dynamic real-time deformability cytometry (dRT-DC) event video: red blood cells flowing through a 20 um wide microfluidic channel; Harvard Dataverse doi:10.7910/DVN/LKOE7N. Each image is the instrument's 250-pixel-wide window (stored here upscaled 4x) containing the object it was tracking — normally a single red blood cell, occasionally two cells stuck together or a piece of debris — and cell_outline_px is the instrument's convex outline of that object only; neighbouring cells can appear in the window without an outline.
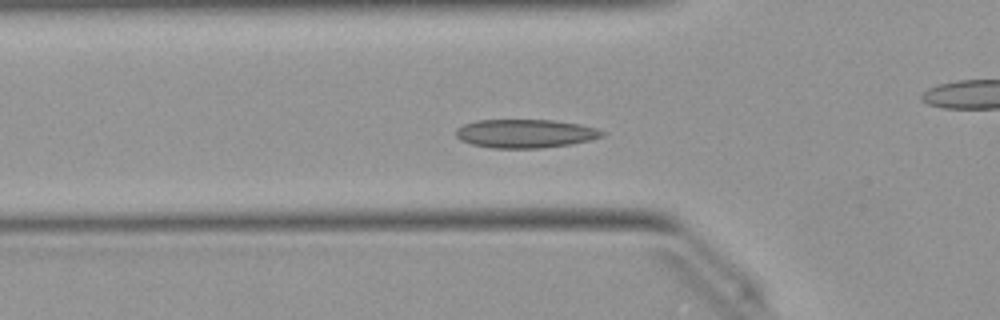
{"species": "Egyptian fruit bat (a non-hibernating species)", "species_latin": "Rousettus aegyptiacus", "temperature_condition": "warm", "stored_images_in_passage": 52, "camera_frame_rate_fps": 3000, "um_per_image_px": 0.085, "animal": {"sex": "female"}, "frame": {"image": 1, "passage_image": 17, "time_ms": 5.333, "image_size_px": [1000, 320], "cell_outline_px": [[604, 136], [572, 144], [544, 148], [492, 148], [472, 144], [460, 140], [456, 136], [456, 128], [464, 124], [476, 120], [552, 120], [580, 124], [596, 128], [604, 132]], "centroid_in_image_um": [44.64, 11.35], "position_along_channel_um": 81.2, "area_um2": 24.39}}
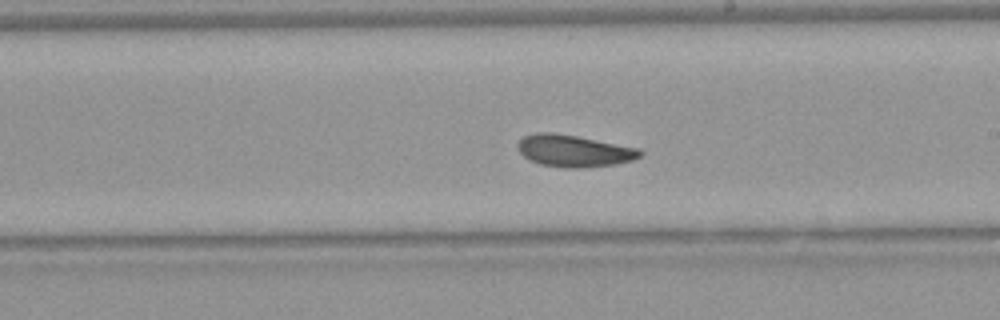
{"frame": {"image": 2, "passage_image": 29, "time_ms": 9.333, "image_size_px": [1000, 320], "cell_outline_px": [[644, 152], [640, 156], [632, 160], [616, 164], [584, 168], [564, 168], [540, 164], [524, 156], [516, 148], [516, 144], [524, 136], [536, 132], [552, 132], [576, 136], [640, 148]], "centroid_in_image_um": [48.79, 12.82], "position_along_channel_um": 240.2, "area_um2": 22.83}}
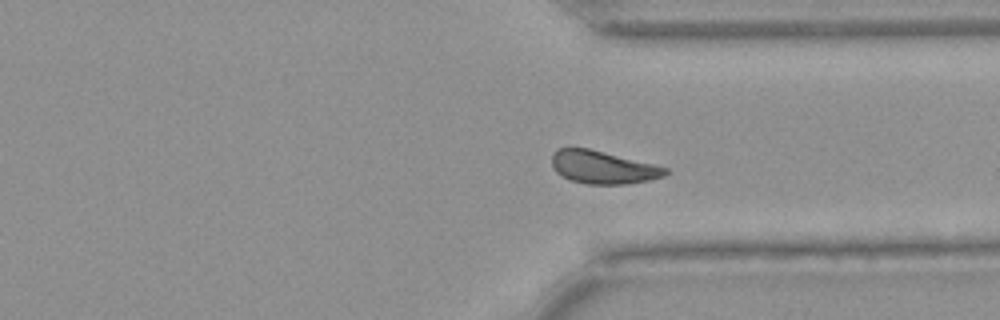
{"frame": {"image": 3, "passage_image": 38, "time_ms": 12.333, "image_size_px": [1000, 320], "cell_outline_px": [[668, 172], [664, 176], [648, 180], [628, 184], [588, 184], [572, 180], [556, 172], [552, 168], [552, 152], [556, 148], [588, 148], [656, 164], [668, 168]], "centroid_in_image_um": [51.25, 14.21], "position_along_channel_um": 360.1, "area_um2": 21.79}, "authors_computed_cell_mechanics": {"area_um2": 22.5709, "velocity_mm_per_s": 3.9878, "shape_relaxation_time_tau1_ms": 5.9791, "shape_relaxation_time_tau2_ms": 2.9914, "deformation_change_tau1": 0.1214, "deformation_change_tau2": 0.0657}}